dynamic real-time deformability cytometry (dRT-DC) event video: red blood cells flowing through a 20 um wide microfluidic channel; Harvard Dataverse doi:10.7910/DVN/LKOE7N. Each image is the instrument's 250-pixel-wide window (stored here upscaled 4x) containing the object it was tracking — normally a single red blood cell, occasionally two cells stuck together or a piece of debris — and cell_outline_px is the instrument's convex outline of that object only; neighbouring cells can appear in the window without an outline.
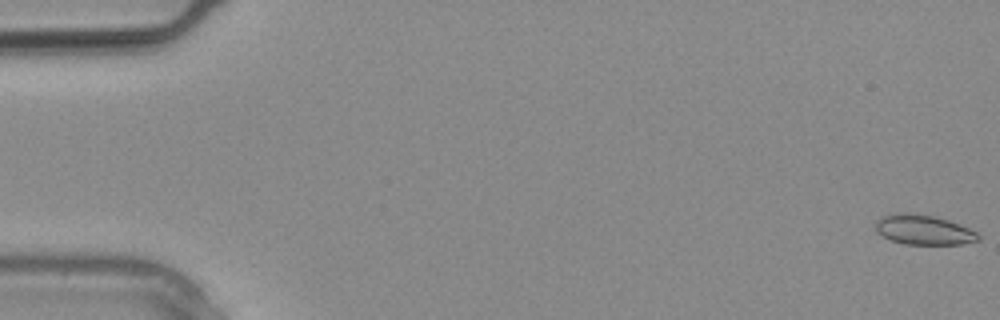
{"species": "common noctule bat (a hibernating species)", "species_latin": "Nyctalus noctula", "temperature_condition": "warm", "stored_images_in_passage": 9, "camera_frame_rate_fps": 3000, "um_per_image_px": 0.085, "animal": {"sex": "male", "body_mass_g": 20.4}, "frame": {"image": 1, "passage_image": 1, "time_ms": 0.0, "image_size_px": [1000, 320], "cell_outline_px": [[980, 240], [960, 244], [904, 244], [880, 236], [876, 232], [876, 220], [880, 216], [904, 212], [908, 212], [932, 216], [948, 220], [968, 228], [976, 232], [980, 236]], "centroid_in_image_um": [78.46, 19.53], "position_along_channel_um": 6.5, "area_um2": 17.8}}